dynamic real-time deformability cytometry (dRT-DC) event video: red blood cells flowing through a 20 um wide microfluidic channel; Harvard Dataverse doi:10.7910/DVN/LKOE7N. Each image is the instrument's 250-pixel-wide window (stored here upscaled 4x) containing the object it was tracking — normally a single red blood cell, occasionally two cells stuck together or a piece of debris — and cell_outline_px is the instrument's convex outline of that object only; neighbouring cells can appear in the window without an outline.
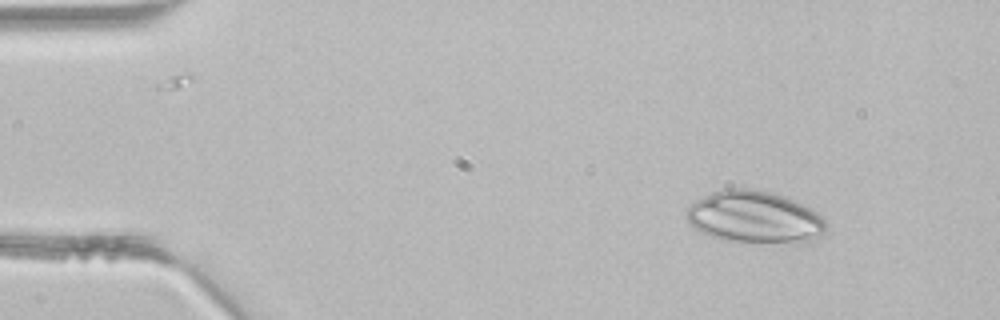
{"species": "common noctule bat (a hibernating species)", "species_latin": "Nyctalus noctula", "temperature_condition": "room temperature", "stored_images_in_passage": 3, "camera_frame_rate_fps": 3000, "um_per_image_px": 0.085, "animal": {"sex": "male", "body_mass_g": 21.5, "forearm_length_mm": 52.0}, "frame": {"image": 1, "passage_image": 1, "time_ms": 0.0, "image_size_px": [1000, 320], "cell_outline_px": [[828, 228], [820, 236], [808, 244], [804, 244], [724, 240], [700, 232], [688, 224], [684, 216], [684, 208], [696, 200], [712, 192], [724, 188], [748, 188], [768, 192], [784, 196], [816, 212], [828, 224]], "centroid_in_image_um": [64.11, 18.47], "position_along_channel_um": 20.9, "area_um2": 42.83}}